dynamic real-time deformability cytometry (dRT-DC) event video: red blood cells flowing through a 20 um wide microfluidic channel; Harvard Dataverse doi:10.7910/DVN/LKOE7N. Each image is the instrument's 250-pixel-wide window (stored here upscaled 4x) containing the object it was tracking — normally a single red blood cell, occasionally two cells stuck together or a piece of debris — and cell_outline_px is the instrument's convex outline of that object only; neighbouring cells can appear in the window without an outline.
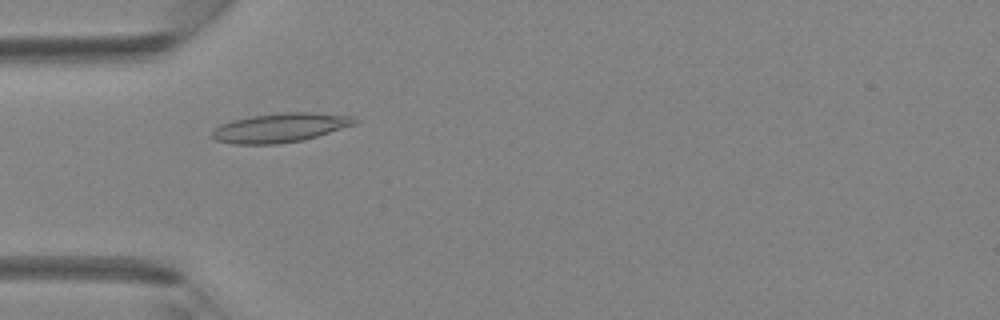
{"species": "Egyptian fruit bat (a non-hibernating species)", "species_latin": "Rousettus aegyptiacus", "temperature_condition": "room temperature", "stored_images_in_passage": 43, "camera_frame_rate_fps": 3000, "um_per_image_px": 0.085, "animal": {"sex": "female"}, "frame": {"image": 1, "passage_image": 13, "time_ms": 4.0, "image_size_px": [1000, 320], "cell_outline_px": [[360, 120], [356, 124], [304, 140], [276, 144], [232, 144], [216, 140], [212, 136], [212, 132], [220, 124], [232, 120], [252, 116], [284, 112], [316, 112], [352, 116]], "centroid_in_image_um": [23.85, 10.85], "position_along_channel_um": 61.2, "area_um2": 24.28}}
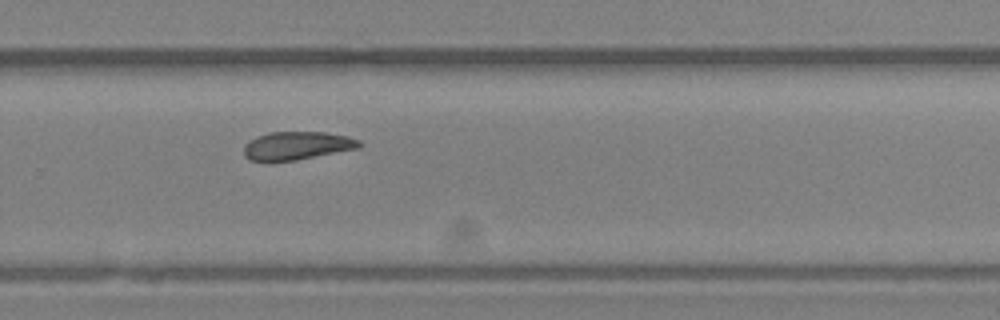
{"frame": {"image": 2, "passage_image": 29, "time_ms": 9.333, "image_size_px": [1000, 320], "cell_outline_px": [[364, 144], [360, 148], [296, 160], [248, 160], [244, 156], [244, 144], [248, 140], [256, 136], [268, 132], [324, 132], [348, 136], [360, 140]], "centroid_in_image_um": [25.26, 12.37], "position_along_channel_um": 304.5, "area_um2": 19.07}}
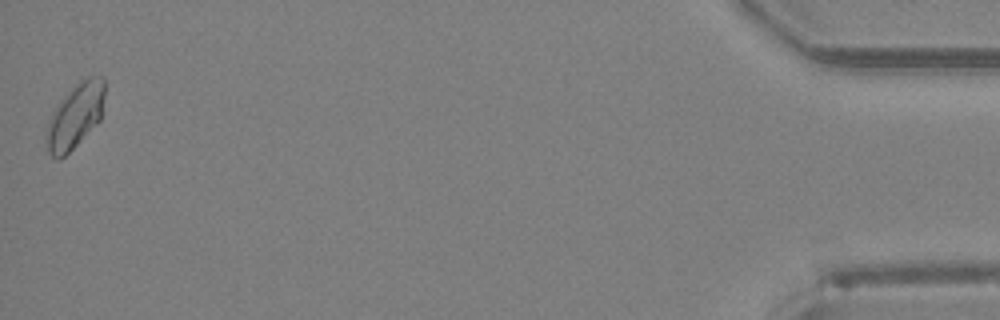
{"frame": {"image": 3, "passage_image": 43, "time_ms": 14.0, "image_size_px": [1000, 320], "cell_outline_px": [[104, 96], [100, 120], [60, 160], [52, 156], [48, 152], [44, 140], [44, 132], [48, 120], [56, 104], [80, 80], [88, 76], [104, 76]], "centroid_in_image_um": [6.34, 9.85], "position_along_channel_um": 428.9, "area_um2": 22.02}}